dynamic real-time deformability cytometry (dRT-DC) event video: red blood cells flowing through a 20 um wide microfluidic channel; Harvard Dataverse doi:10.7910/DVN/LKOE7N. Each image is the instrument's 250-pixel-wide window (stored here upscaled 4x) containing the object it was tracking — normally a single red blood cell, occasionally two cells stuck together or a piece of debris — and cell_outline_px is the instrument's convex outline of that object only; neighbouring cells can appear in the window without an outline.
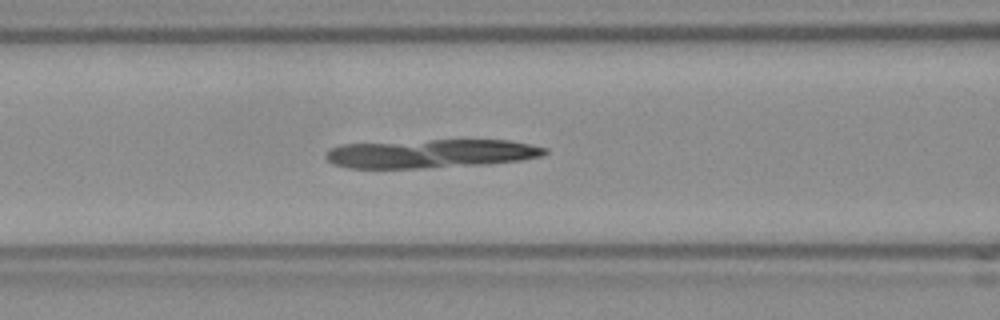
{"species": "Egyptian fruit bat (a non-hibernating species)", "species_latin": "Rousettus aegyptiacus", "temperature_condition": "room temperature", "stored_images_in_passage": 44, "camera_frame_rate_fps": 3000, "um_per_image_px": 0.085, "frame": {"image": 1, "passage_image": 13, "time_ms": 4.0, "image_size_px": [1000, 320], "cell_outline_px": [[548, 152], [540, 156], [520, 160], [484, 164], [416, 168], [348, 168], [332, 164], [324, 156], [332, 148], [340, 144], [432, 140], [508, 140], [548, 148]], "centroid_in_image_um": [36.59, 13.05], "position_along_channel_um": 130.0, "area_um2": 36.3}}
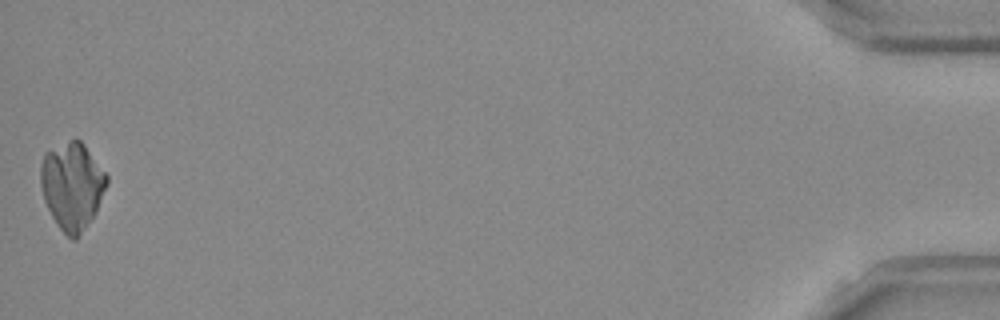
{"frame": {"image": 2, "passage_image": 44, "time_ms": 14.333, "image_size_px": [1000, 320], "cell_outline_px": [[108, 184], [96, 212], [76, 240], [72, 240], [56, 224], [44, 200], [40, 184], [40, 164], [44, 152], [72, 140], [80, 140], [84, 144], [108, 176]], "centroid_in_image_um": [6.13, 15.8], "position_along_channel_um": 429.1, "area_um2": 33.47}}